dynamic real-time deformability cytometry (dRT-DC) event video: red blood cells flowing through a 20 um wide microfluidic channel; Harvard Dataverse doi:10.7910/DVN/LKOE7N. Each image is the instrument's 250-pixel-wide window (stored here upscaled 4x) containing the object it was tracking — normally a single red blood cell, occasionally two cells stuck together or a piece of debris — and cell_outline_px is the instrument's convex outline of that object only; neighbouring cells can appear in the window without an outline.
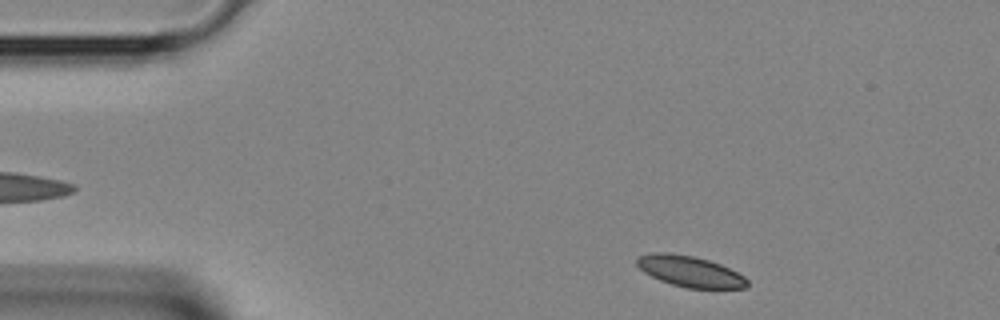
{"species": "Egyptian fruit bat (a non-hibernating species)", "species_latin": "Rousettus aegyptiacus", "temperature_condition": "room temperature", "stored_images_in_passage": 36, "camera_frame_rate_fps": 3000, "um_per_image_px": 0.085, "animal": {"sex": "female"}, "frame": {"image": 1, "passage_image": 1, "time_ms": 0.0, "image_size_px": [1000, 320], "cell_outline_px": [[748, 288], [684, 288], [660, 280], [644, 272], [636, 264], [636, 256], [652, 252], [668, 252], [692, 256], [708, 260], [720, 264], [744, 276], [748, 280]], "centroid_in_image_um": [58.62, 23.06], "position_along_channel_um": 26.4, "area_um2": 19.88}}
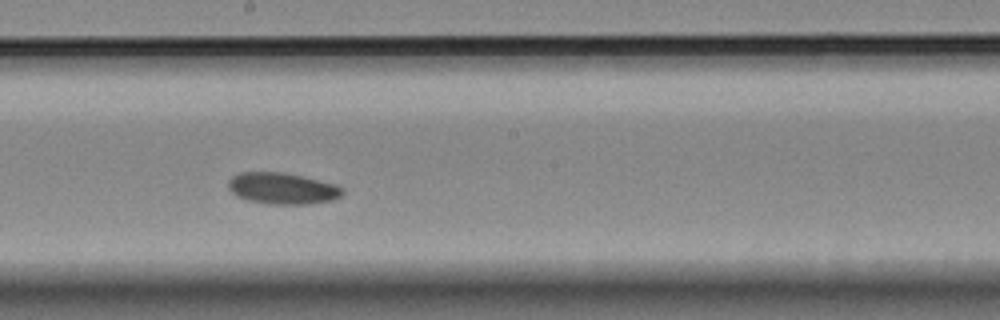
{"frame": {"image": 2, "passage_image": 17, "time_ms": 5.333, "image_size_px": [1000, 320], "cell_outline_px": [[344, 192], [340, 196], [332, 200], [308, 204], [272, 204], [248, 200], [236, 196], [228, 188], [228, 180], [232, 176], [240, 172], [284, 172], [320, 180], [336, 184], [344, 188]], "centroid_in_image_um": [24.0, 16.01], "position_along_channel_um": 224.2, "area_um2": 20.98}}
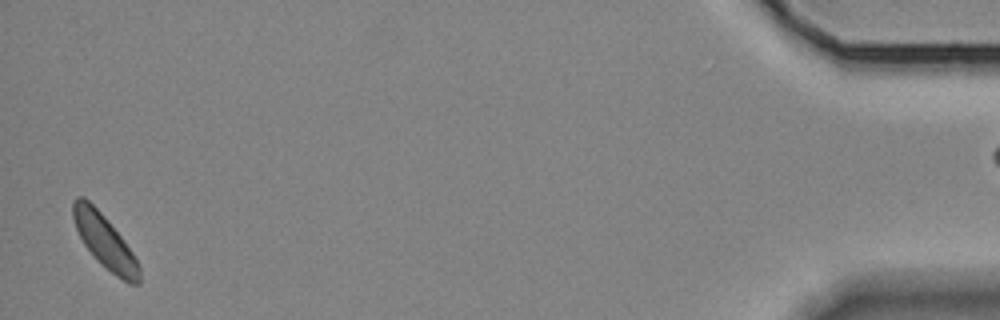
{"frame": {"image": 3, "passage_image": 35, "time_ms": 11.333, "image_size_px": [1000, 320], "cell_outline_px": [[140, 284], [128, 284], [116, 276], [100, 264], [96, 260], [84, 244], [76, 228], [72, 216], [72, 200], [76, 196], [84, 196], [104, 216], [124, 240], [132, 252], [140, 268]], "centroid_in_image_um": [8.89, 20.53], "position_along_channel_um": 426.3, "area_um2": 20.58}}